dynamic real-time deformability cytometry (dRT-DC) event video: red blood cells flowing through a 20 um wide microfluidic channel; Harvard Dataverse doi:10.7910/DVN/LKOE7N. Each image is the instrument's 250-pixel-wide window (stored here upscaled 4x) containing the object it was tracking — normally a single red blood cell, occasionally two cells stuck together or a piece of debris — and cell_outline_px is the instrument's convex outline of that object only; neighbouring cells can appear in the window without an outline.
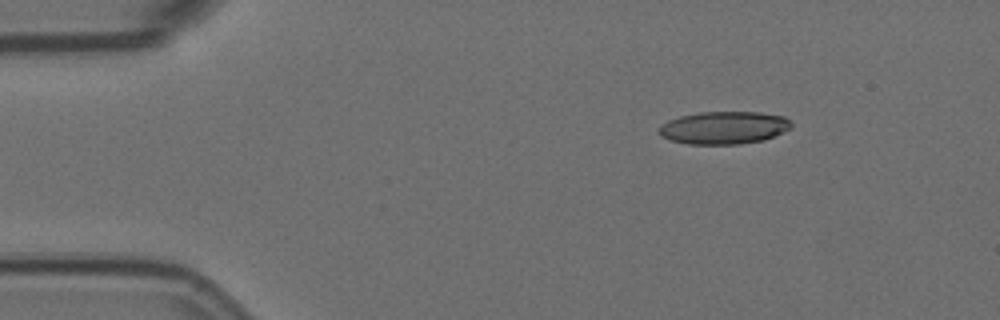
{"species": "Egyptian fruit bat (a non-hibernating species)", "species_latin": "Rousettus aegyptiacus", "temperature_condition": "room temperature", "stored_images_in_passage": 9, "camera_frame_rate_fps": 3000, "um_per_image_px": 0.085, "animal": {"sex": "female"}, "frame": {"image": 1, "passage_image": 3, "time_ms": 0.667, "image_size_px": [1000, 320], "cell_outline_px": [[792, 128], [784, 132], [764, 140], [740, 144], [688, 144], [668, 140], [660, 136], [656, 132], [668, 120], [680, 116], [700, 112], [760, 112], [784, 116], [792, 124]], "centroid_in_image_um": [61.53, 10.86], "position_along_channel_um": 23.5, "area_um2": 25.37}}
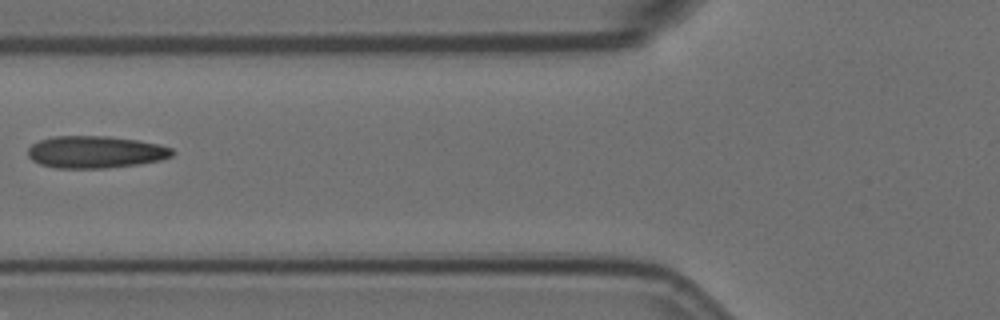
{"frame": {"image": 2, "passage_image": 7, "time_ms": 2.0, "image_size_px": [1000, 320], "cell_outline_px": [[176, 152], [172, 156], [160, 160], [140, 164], [108, 168], [56, 168], [40, 164], [32, 160], [28, 156], [28, 148], [32, 144], [40, 140], [52, 136], [108, 136], [140, 140], [160, 144], [172, 148]], "centroid_in_image_um": [8.14, 12.92], "position_along_channel_um": 117.7, "area_um2": 27.34}}
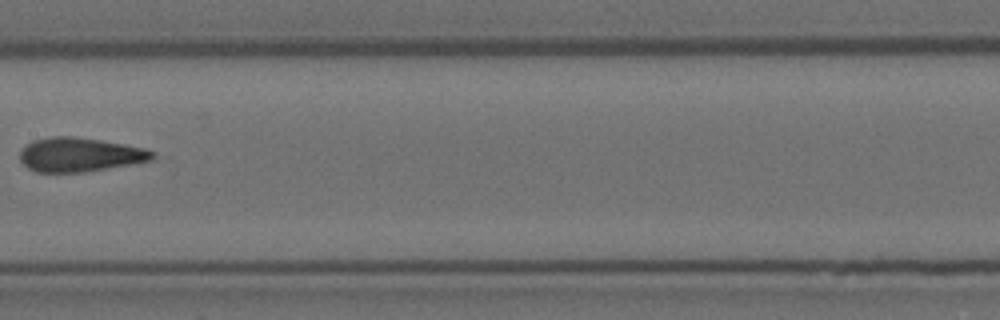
{"frame": {"image": 3, "passage_image": 9, "time_ms": 2.667, "image_size_px": [1000, 320], "cell_outline_px": [[156, 156], [152, 160], [132, 164], [84, 172], [36, 172], [28, 168], [20, 160], [20, 152], [24, 144], [32, 140], [52, 136], [72, 136], [100, 140], [124, 144], [144, 148], [152, 152]], "centroid_in_image_um": [6.75, 13.14], "position_along_channel_um": 200.7, "area_um2": 26.36}}